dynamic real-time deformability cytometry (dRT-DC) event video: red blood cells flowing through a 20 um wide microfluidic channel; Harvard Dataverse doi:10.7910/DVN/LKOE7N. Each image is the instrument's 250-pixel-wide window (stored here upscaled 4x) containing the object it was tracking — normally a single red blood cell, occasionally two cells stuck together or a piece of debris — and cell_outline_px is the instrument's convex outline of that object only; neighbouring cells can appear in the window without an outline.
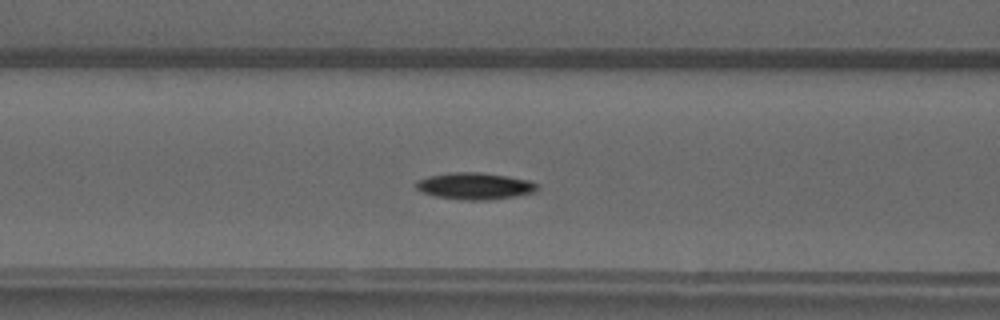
{"species": "common noctule bat (a hibernating species)", "species_latin": "Nyctalus noctula", "temperature_condition": "warm", "stored_images_in_passage": 51, "camera_frame_rate_fps": 3000, "um_per_image_px": 0.085, "animal": {"sex": "male", "forearm_length_mm": 52.5}, "frame": {"image": 1, "passage_image": 21, "time_ms": 6.667, "image_size_px": [1000, 320], "cell_outline_px": [[540, 188], [536, 192], [488, 200], [464, 200], [436, 196], [420, 192], [416, 188], [416, 180], [428, 176], [448, 172], [480, 172], [508, 176], [528, 180], [536, 184]], "centroid_in_image_um": [40.33, 15.8], "position_along_channel_um": 126.3, "area_um2": 18.96}}
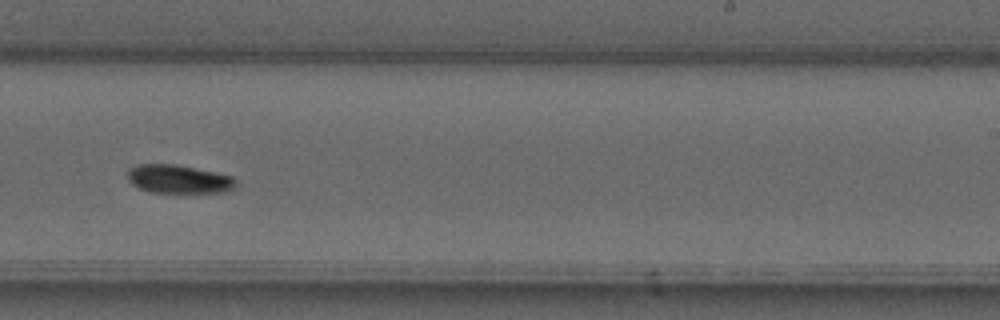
{"frame": {"image": 2, "passage_image": 32, "time_ms": 10.333, "image_size_px": [1000, 320], "cell_outline_px": [[236, 188], [228, 192], [148, 192], [132, 184], [128, 180], [128, 168], [136, 164], [176, 164], [216, 172], [232, 176], [236, 180]], "centroid_in_image_um": [15.2, 15.22], "position_along_channel_um": 273.8, "area_um2": 18.15}}
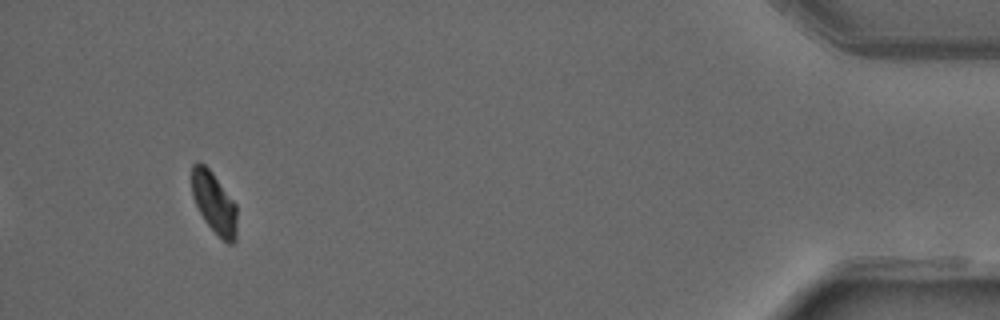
{"frame": {"image": 3, "passage_image": 48, "time_ms": 15.667, "image_size_px": [1000, 320], "cell_outline_px": [[236, 240], [232, 244], [228, 244], [204, 220], [192, 196], [192, 164], [196, 160], [200, 160], [212, 172], [236, 204]], "centroid_in_image_um": [18.19, 17.2], "position_along_channel_um": 417.0, "area_um2": 16.01}, "authors_computed_cell_mechanics": {"area_um2": 17.3978, "velocity_mm_per_s": 4.0376, "shape_relaxation_time_tau1_ms": 5.4288, "shape_relaxation_time_tau2_ms": null, "deformation_change_tau1": 0.1602, "deformation_change_tau2": null}}